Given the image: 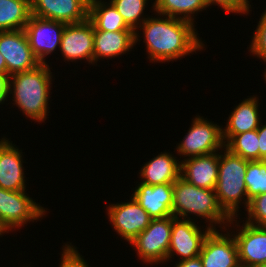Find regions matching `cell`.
<instances>
[{
	"instance_id": "f1b7e54d",
	"label": "cell",
	"mask_w": 266,
	"mask_h": 267,
	"mask_svg": "<svg viewBox=\"0 0 266 267\" xmlns=\"http://www.w3.org/2000/svg\"><path fill=\"white\" fill-rule=\"evenodd\" d=\"M245 222L254 226H266V193L250 199Z\"/></svg>"
},
{
	"instance_id": "8992f818",
	"label": "cell",
	"mask_w": 266,
	"mask_h": 267,
	"mask_svg": "<svg viewBox=\"0 0 266 267\" xmlns=\"http://www.w3.org/2000/svg\"><path fill=\"white\" fill-rule=\"evenodd\" d=\"M172 232V216L152 219L150 224L130 245L143 263L163 264L167 262Z\"/></svg>"
},
{
	"instance_id": "52a82bcc",
	"label": "cell",
	"mask_w": 266,
	"mask_h": 267,
	"mask_svg": "<svg viewBox=\"0 0 266 267\" xmlns=\"http://www.w3.org/2000/svg\"><path fill=\"white\" fill-rule=\"evenodd\" d=\"M192 125L180 143L176 144L179 156L196 157L218 152L224 148L222 126L199 115L192 119Z\"/></svg>"
},
{
	"instance_id": "6da1fadb",
	"label": "cell",
	"mask_w": 266,
	"mask_h": 267,
	"mask_svg": "<svg viewBox=\"0 0 266 267\" xmlns=\"http://www.w3.org/2000/svg\"><path fill=\"white\" fill-rule=\"evenodd\" d=\"M149 16L139 27L143 31L144 43L150 62L175 61L196 51H202L205 45L198 36L195 24L160 14ZM161 17V18H160Z\"/></svg>"
},
{
	"instance_id": "7a4b0ae2",
	"label": "cell",
	"mask_w": 266,
	"mask_h": 267,
	"mask_svg": "<svg viewBox=\"0 0 266 267\" xmlns=\"http://www.w3.org/2000/svg\"><path fill=\"white\" fill-rule=\"evenodd\" d=\"M49 64H40L33 70L10 76L9 96L12 94L13 105L30 120L45 122L49 110L52 72Z\"/></svg>"
},
{
	"instance_id": "e575fe53",
	"label": "cell",
	"mask_w": 266,
	"mask_h": 267,
	"mask_svg": "<svg viewBox=\"0 0 266 267\" xmlns=\"http://www.w3.org/2000/svg\"><path fill=\"white\" fill-rule=\"evenodd\" d=\"M0 74L1 75H8L7 65H6L5 59L1 55V53H0Z\"/></svg>"
},
{
	"instance_id": "2e32d148",
	"label": "cell",
	"mask_w": 266,
	"mask_h": 267,
	"mask_svg": "<svg viewBox=\"0 0 266 267\" xmlns=\"http://www.w3.org/2000/svg\"><path fill=\"white\" fill-rule=\"evenodd\" d=\"M12 142L6 137L0 139V188L10 191L27 190L22 150Z\"/></svg>"
},
{
	"instance_id": "44dd1931",
	"label": "cell",
	"mask_w": 266,
	"mask_h": 267,
	"mask_svg": "<svg viewBox=\"0 0 266 267\" xmlns=\"http://www.w3.org/2000/svg\"><path fill=\"white\" fill-rule=\"evenodd\" d=\"M135 46L134 31H100L94 30V65L101 58L126 55Z\"/></svg>"
},
{
	"instance_id": "277c9868",
	"label": "cell",
	"mask_w": 266,
	"mask_h": 267,
	"mask_svg": "<svg viewBox=\"0 0 266 267\" xmlns=\"http://www.w3.org/2000/svg\"><path fill=\"white\" fill-rule=\"evenodd\" d=\"M247 166L248 160L231 153L225 147L219 152V171L215 194L220 206L231 218L241 215L237 214L241 204L245 205L243 207L246 210L250 201L247 198L244 181Z\"/></svg>"
},
{
	"instance_id": "d590c367",
	"label": "cell",
	"mask_w": 266,
	"mask_h": 267,
	"mask_svg": "<svg viewBox=\"0 0 266 267\" xmlns=\"http://www.w3.org/2000/svg\"><path fill=\"white\" fill-rule=\"evenodd\" d=\"M263 73H264V75H263V76H264V78H263V79H264V80H265V82H266V68H265V72H263Z\"/></svg>"
},
{
	"instance_id": "83f0119b",
	"label": "cell",
	"mask_w": 266,
	"mask_h": 267,
	"mask_svg": "<svg viewBox=\"0 0 266 267\" xmlns=\"http://www.w3.org/2000/svg\"><path fill=\"white\" fill-rule=\"evenodd\" d=\"M252 41L249 46L250 54L262 59L266 63V8L259 18V22L253 32ZM254 54V55H253Z\"/></svg>"
},
{
	"instance_id": "4fadbf2b",
	"label": "cell",
	"mask_w": 266,
	"mask_h": 267,
	"mask_svg": "<svg viewBox=\"0 0 266 267\" xmlns=\"http://www.w3.org/2000/svg\"><path fill=\"white\" fill-rule=\"evenodd\" d=\"M66 61L86 60L94 65V26L87 18L85 21L66 24L59 48Z\"/></svg>"
},
{
	"instance_id": "e0dca14e",
	"label": "cell",
	"mask_w": 266,
	"mask_h": 267,
	"mask_svg": "<svg viewBox=\"0 0 266 267\" xmlns=\"http://www.w3.org/2000/svg\"><path fill=\"white\" fill-rule=\"evenodd\" d=\"M218 171V152L181 160L180 177L199 188L215 190Z\"/></svg>"
},
{
	"instance_id": "484cf974",
	"label": "cell",
	"mask_w": 266,
	"mask_h": 267,
	"mask_svg": "<svg viewBox=\"0 0 266 267\" xmlns=\"http://www.w3.org/2000/svg\"><path fill=\"white\" fill-rule=\"evenodd\" d=\"M224 147L245 160H259V137L257 129L232 136L224 144Z\"/></svg>"
},
{
	"instance_id": "603a6c76",
	"label": "cell",
	"mask_w": 266,
	"mask_h": 267,
	"mask_svg": "<svg viewBox=\"0 0 266 267\" xmlns=\"http://www.w3.org/2000/svg\"><path fill=\"white\" fill-rule=\"evenodd\" d=\"M31 15V0H0V32L24 29Z\"/></svg>"
},
{
	"instance_id": "d6986e66",
	"label": "cell",
	"mask_w": 266,
	"mask_h": 267,
	"mask_svg": "<svg viewBox=\"0 0 266 267\" xmlns=\"http://www.w3.org/2000/svg\"><path fill=\"white\" fill-rule=\"evenodd\" d=\"M259 106V98L256 95L245 98L235 106L226 121V127H222L224 144L234 135L259 128L262 121Z\"/></svg>"
},
{
	"instance_id": "9c48e42d",
	"label": "cell",
	"mask_w": 266,
	"mask_h": 267,
	"mask_svg": "<svg viewBox=\"0 0 266 267\" xmlns=\"http://www.w3.org/2000/svg\"><path fill=\"white\" fill-rule=\"evenodd\" d=\"M237 219L231 218L228 227L236 223L233 228L237 226L238 232L232 235L237 244L240 267H262L266 263V226H254L247 222L241 226Z\"/></svg>"
},
{
	"instance_id": "4316f807",
	"label": "cell",
	"mask_w": 266,
	"mask_h": 267,
	"mask_svg": "<svg viewBox=\"0 0 266 267\" xmlns=\"http://www.w3.org/2000/svg\"><path fill=\"white\" fill-rule=\"evenodd\" d=\"M247 189V198L250 200L256 195L266 193V160L248 161L244 179Z\"/></svg>"
},
{
	"instance_id": "4dcf8cb0",
	"label": "cell",
	"mask_w": 266,
	"mask_h": 267,
	"mask_svg": "<svg viewBox=\"0 0 266 267\" xmlns=\"http://www.w3.org/2000/svg\"><path fill=\"white\" fill-rule=\"evenodd\" d=\"M205 3L207 8L216 4L227 13H239V15L242 13V15L246 14V16L251 11L250 8H252L249 0H205Z\"/></svg>"
},
{
	"instance_id": "cb8c5ba5",
	"label": "cell",
	"mask_w": 266,
	"mask_h": 267,
	"mask_svg": "<svg viewBox=\"0 0 266 267\" xmlns=\"http://www.w3.org/2000/svg\"><path fill=\"white\" fill-rule=\"evenodd\" d=\"M152 8L154 14L178 18L194 24L195 15L206 10L207 5L205 0H155Z\"/></svg>"
},
{
	"instance_id": "30bf717a",
	"label": "cell",
	"mask_w": 266,
	"mask_h": 267,
	"mask_svg": "<svg viewBox=\"0 0 266 267\" xmlns=\"http://www.w3.org/2000/svg\"><path fill=\"white\" fill-rule=\"evenodd\" d=\"M130 201L110 204L107 218L122 239L130 243L150 224L152 218L131 195Z\"/></svg>"
},
{
	"instance_id": "f546056e",
	"label": "cell",
	"mask_w": 266,
	"mask_h": 267,
	"mask_svg": "<svg viewBox=\"0 0 266 267\" xmlns=\"http://www.w3.org/2000/svg\"><path fill=\"white\" fill-rule=\"evenodd\" d=\"M62 250L59 267H90L72 243L68 244L67 242L63 245Z\"/></svg>"
},
{
	"instance_id": "ac0fdd59",
	"label": "cell",
	"mask_w": 266,
	"mask_h": 267,
	"mask_svg": "<svg viewBox=\"0 0 266 267\" xmlns=\"http://www.w3.org/2000/svg\"><path fill=\"white\" fill-rule=\"evenodd\" d=\"M132 196L152 219L173 216V184L152 186L140 182Z\"/></svg>"
},
{
	"instance_id": "3957f363",
	"label": "cell",
	"mask_w": 266,
	"mask_h": 267,
	"mask_svg": "<svg viewBox=\"0 0 266 267\" xmlns=\"http://www.w3.org/2000/svg\"><path fill=\"white\" fill-rule=\"evenodd\" d=\"M172 213L175 218L192 220L191 215H196L197 219H206L204 223L212 230H216V226L225 229L231 221L220 206L215 190L196 187L182 177L173 183Z\"/></svg>"
},
{
	"instance_id": "7402d4cb",
	"label": "cell",
	"mask_w": 266,
	"mask_h": 267,
	"mask_svg": "<svg viewBox=\"0 0 266 267\" xmlns=\"http://www.w3.org/2000/svg\"><path fill=\"white\" fill-rule=\"evenodd\" d=\"M109 2V3H108ZM89 0L88 19L94 30L133 31L110 1Z\"/></svg>"
},
{
	"instance_id": "1f68e13d",
	"label": "cell",
	"mask_w": 266,
	"mask_h": 267,
	"mask_svg": "<svg viewBox=\"0 0 266 267\" xmlns=\"http://www.w3.org/2000/svg\"><path fill=\"white\" fill-rule=\"evenodd\" d=\"M259 137V160H266V123H260L257 129Z\"/></svg>"
},
{
	"instance_id": "ffe728a7",
	"label": "cell",
	"mask_w": 266,
	"mask_h": 267,
	"mask_svg": "<svg viewBox=\"0 0 266 267\" xmlns=\"http://www.w3.org/2000/svg\"><path fill=\"white\" fill-rule=\"evenodd\" d=\"M170 152H161L139 170L141 183L147 185L173 184L179 177L181 161Z\"/></svg>"
},
{
	"instance_id": "7c38bea8",
	"label": "cell",
	"mask_w": 266,
	"mask_h": 267,
	"mask_svg": "<svg viewBox=\"0 0 266 267\" xmlns=\"http://www.w3.org/2000/svg\"><path fill=\"white\" fill-rule=\"evenodd\" d=\"M66 23L31 15L24 31L34 55L41 64H46L47 55L60 48Z\"/></svg>"
},
{
	"instance_id": "d4e9b609",
	"label": "cell",
	"mask_w": 266,
	"mask_h": 267,
	"mask_svg": "<svg viewBox=\"0 0 266 267\" xmlns=\"http://www.w3.org/2000/svg\"><path fill=\"white\" fill-rule=\"evenodd\" d=\"M118 13L123 17L126 24L135 32V45L141 41L138 27L148 18H145L144 10L149 0H109ZM138 31V32H137Z\"/></svg>"
},
{
	"instance_id": "9a60e30c",
	"label": "cell",
	"mask_w": 266,
	"mask_h": 267,
	"mask_svg": "<svg viewBox=\"0 0 266 267\" xmlns=\"http://www.w3.org/2000/svg\"><path fill=\"white\" fill-rule=\"evenodd\" d=\"M89 0H31V14L73 24L88 18Z\"/></svg>"
},
{
	"instance_id": "836d02e7",
	"label": "cell",
	"mask_w": 266,
	"mask_h": 267,
	"mask_svg": "<svg viewBox=\"0 0 266 267\" xmlns=\"http://www.w3.org/2000/svg\"><path fill=\"white\" fill-rule=\"evenodd\" d=\"M174 267H203L202 261L199 256L180 262H175Z\"/></svg>"
},
{
	"instance_id": "d6a6232c",
	"label": "cell",
	"mask_w": 266,
	"mask_h": 267,
	"mask_svg": "<svg viewBox=\"0 0 266 267\" xmlns=\"http://www.w3.org/2000/svg\"><path fill=\"white\" fill-rule=\"evenodd\" d=\"M10 76L0 74V105L8 101ZM8 98V99H7Z\"/></svg>"
},
{
	"instance_id": "5bb4252c",
	"label": "cell",
	"mask_w": 266,
	"mask_h": 267,
	"mask_svg": "<svg viewBox=\"0 0 266 267\" xmlns=\"http://www.w3.org/2000/svg\"><path fill=\"white\" fill-rule=\"evenodd\" d=\"M228 230H212L205 238L199 254L203 267H240L234 232Z\"/></svg>"
},
{
	"instance_id": "5b68a950",
	"label": "cell",
	"mask_w": 266,
	"mask_h": 267,
	"mask_svg": "<svg viewBox=\"0 0 266 267\" xmlns=\"http://www.w3.org/2000/svg\"><path fill=\"white\" fill-rule=\"evenodd\" d=\"M46 212L44 207L28 196L26 190L10 191L0 188V230L3 233L13 232L25 224L43 219Z\"/></svg>"
},
{
	"instance_id": "8fae6325",
	"label": "cell",
	"mask_w": 266,
	"mask_h": 267,
	"mask_svg": "<svg viewBox=\"0 0 266 267\" xmlns=\"http://www.w3.org/2000/svg\"><path fill=\"white\" fill-rule=\"evenodd\" d=\"M0 53L5 59L8 76L33 70L41 64L31 50L24 29L0 32Z\"/></svg>"
},
{
	"instance_id": "ba28073f",
	"label": "cell",
	"mask_w": 266,
	"mask_h": 267,
	"mask_svg": "<svg viewBox=\"0 0 266 267\" xmlns=\"http://www.w3.org/2000/svg\"><path fill=\"white\" fill-rule=\"evenodd\" d=\"M194 221V219L188 220L172 216V232L167 262L172 261L170 258H173L174 255L180 256L176 262L199 256L204 240L212 229L206 225V230H201V226L199 227Z\"/></svg>"
}]
</instances>
